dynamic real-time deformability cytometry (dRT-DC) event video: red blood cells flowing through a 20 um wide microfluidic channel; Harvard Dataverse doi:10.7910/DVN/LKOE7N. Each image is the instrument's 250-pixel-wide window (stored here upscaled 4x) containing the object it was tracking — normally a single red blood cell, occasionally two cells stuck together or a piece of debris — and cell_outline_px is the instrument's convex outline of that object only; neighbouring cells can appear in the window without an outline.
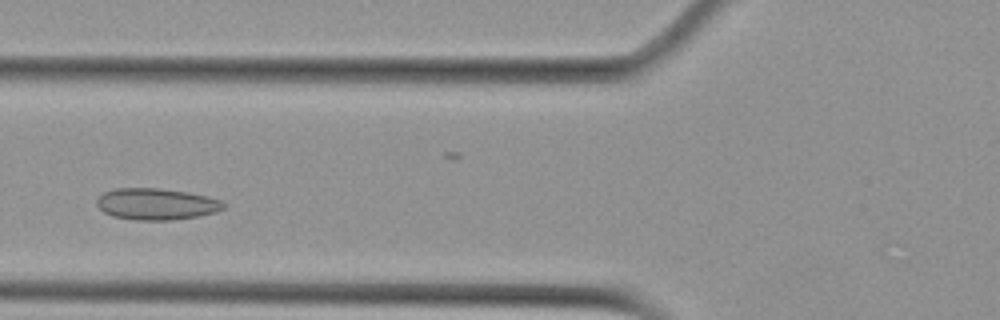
{"species": "Egyptian fruit bat (a non-hibernating species)", "species_latin": "Rousettus aegyptiacus", "temperature_condition": "cold", "stored_images_in_passage": 4, "camera_frame_rate_fps": 3000, "um_per_image_px": 0.085, "animal": {"sex": "female"}, "frame": {"image": 1, "passage_image": 3, "time_ms": 3.333, "image_size_px": [1000, 320], "cell_outline_px": [[224, 208], [216, 212], [196, 216], [172, 220], [136, 220], [112, 216], [104, 212], [96, 204], [96, 200], [104, 192], [116, 188], [156, 188], [188, 192], [220, 200], [224, 204]], "centroid_in_image_um": [13.25, 17.34], "position_along_channel_um": 112.5, "area_um2": 23.06}}